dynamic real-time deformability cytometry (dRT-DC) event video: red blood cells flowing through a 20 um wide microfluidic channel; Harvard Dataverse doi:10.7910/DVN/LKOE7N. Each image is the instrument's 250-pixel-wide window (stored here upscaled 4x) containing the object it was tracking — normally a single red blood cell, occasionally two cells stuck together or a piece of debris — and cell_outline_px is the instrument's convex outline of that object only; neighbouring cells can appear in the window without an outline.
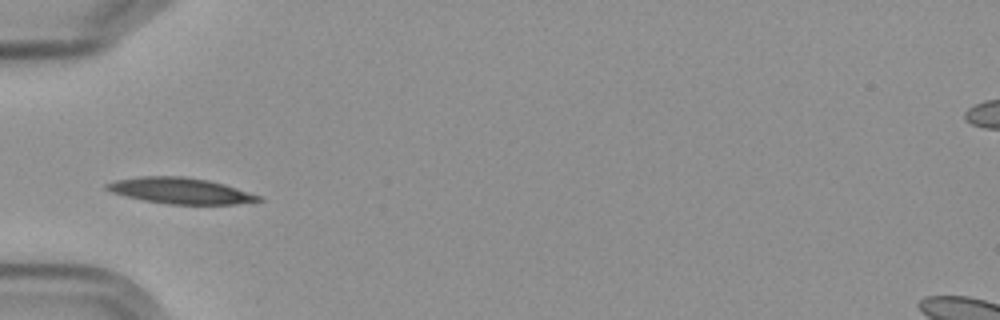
{"species": "Egyptian fruit bat (a non-hibernating species)", "species_latin": "Rousettus aegyptiacus", "temperature_condition": "cold", "stored_images_in_passage": 2, "camera_frame_rate_fps": 3000, "um_per_image_px": 0.085, "frame": {"image": 1, "passage_image": 2, "time_ms": 1.0, "image_size_px": [1000, 320], "cell_outline_px": [[264, 200], [236, 204], [168, 204], [144, 200], [112, 192], [104, 188], [104, 184], [116, 180], [140, 176], [184, 176], [208, 180], [224, 184], [264, 196]], "centroid_in_image_um": [15.38, 16.21], "position_along_channel_um": 69.6, "area_um2": 23.0}}